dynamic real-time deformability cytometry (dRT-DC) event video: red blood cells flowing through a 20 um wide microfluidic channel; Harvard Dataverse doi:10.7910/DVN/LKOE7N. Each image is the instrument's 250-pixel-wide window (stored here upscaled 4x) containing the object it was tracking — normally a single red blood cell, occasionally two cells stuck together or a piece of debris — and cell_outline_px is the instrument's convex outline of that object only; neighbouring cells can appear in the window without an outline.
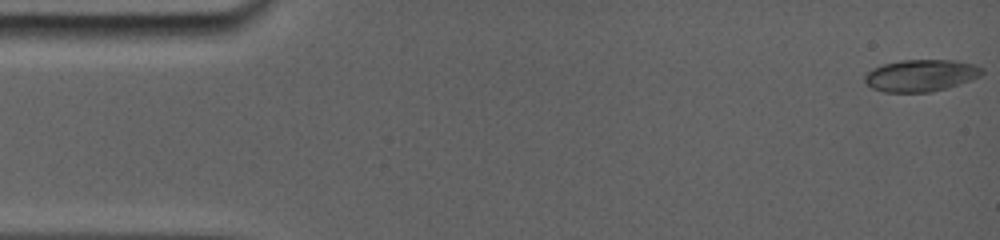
{"species": "common noctule bat (a hibernating species)", "species_latin": "Nyctalus noctula", "temperature_condition": "room temperature", "stored_images_in_passage": 33, "camera_frame_rate_fps": 5000, "um_per_image_px": 0.085, "animal": {"sex": "female", "body_mass_g": 19.0, "forearm_length_mm": 56.7}, "frame": {"image": 1, "passage_image": 1, "time_ms": 0.0, "image_size_px": [1000, 240], "cell_outline_px": [[984, 72], [980, 76], [948, 88], [932, 92], [884, 92], [872, 88], [864, 84], [864, 72], [872, 68], [884, 64], [900, 60], [952, 60], [972, 64], [984, 68]], "centroid_in_image_um": [78.22, 6.42], "position_along_channel_um": 6.8, "area_um2": 22.02}}
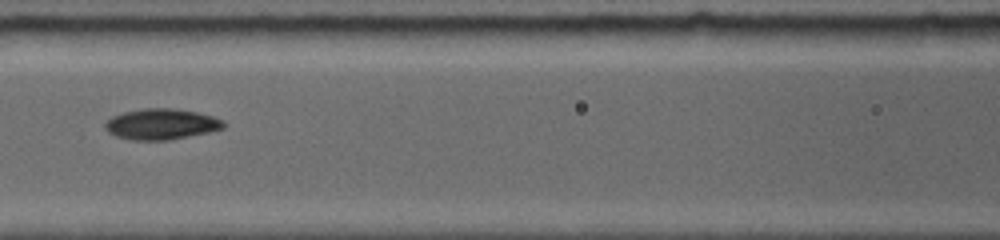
{"frame": {"image": 2, "passage_image": 19, "time_ms": 7.0, "image_size_px": [1000, 240], "cell_outline_px": [[224, 124], [220, 128], [204, 132], [164, 140], [136, 140], [120, 136], [112, 132], [104, 124], [112, 116], [124, 112], [144, 108], [176, 108], [196, 112], [212, 116], [220, 120]], "centroid_in_image_um": [13.68, 10.52], "position_along_channel_um": 152.9, "area_um2": 20.29}}
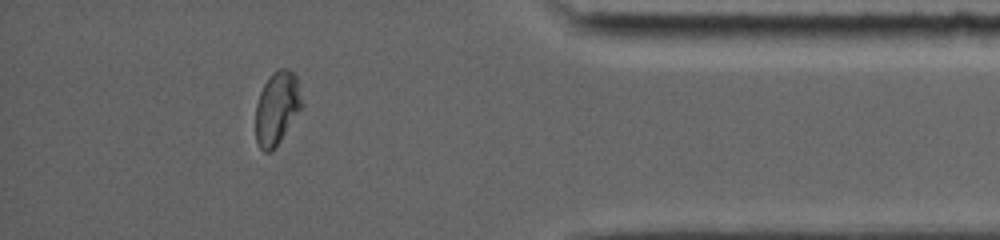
{"frame": {"image": 3, "passage_image": 31, "time_ms": 14.2, "image_size_px": [1000, 240], "cell_outline_px": [[304, 104], [280, 140], [268, 152], [264, 152], [260, 148], [256, 140], [256, 104], [260, 92], [264, 84], [272, 72], [280, 68], [288, 68], [296, 76]], "centroid_in_image_um": [23.54, 9.14], "position_along_channel_um": 411.7, "area_um2": 19.48}}